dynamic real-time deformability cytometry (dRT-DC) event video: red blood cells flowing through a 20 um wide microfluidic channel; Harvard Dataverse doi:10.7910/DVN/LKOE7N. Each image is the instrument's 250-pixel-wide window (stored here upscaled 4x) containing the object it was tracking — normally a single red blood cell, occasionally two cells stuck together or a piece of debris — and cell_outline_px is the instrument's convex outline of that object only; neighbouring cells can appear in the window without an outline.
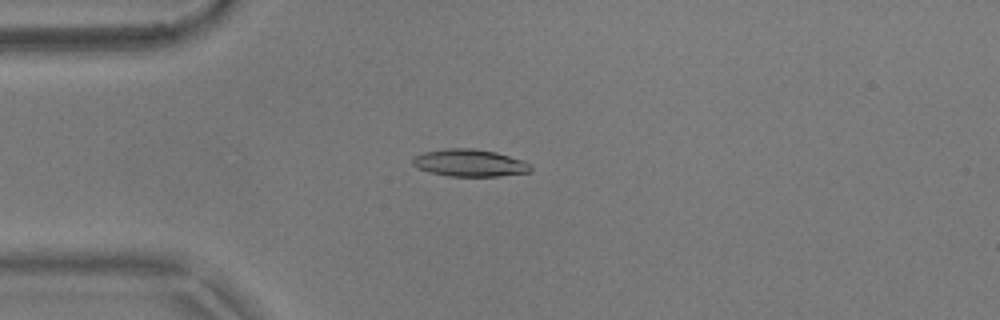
{"species": "common noctule bat (a hibernating species)", "species_latin": "Nyctalus noctula", "temperature_condition": "warm", "stored_images_in_passage": 54, "camera_frame_rate_fps": 3000, "um_per_image_px": 0.085, "animal": {"sex": "male", "body_mass_g": 17.9}, "frame": {"image": 1, "passage_image": 14, "time_ms": 4.333, "image_size_px": [1000, 320], "cell_outline_px": [[532, 168], [528, 172], [500, 176], [448, 176], [428, 172], [412, 164], [412, 160], [416, 156], [424, 152], [448, 148], [472, 148], [496, 152], [524, 160]], "centroid_in_image_um": [39.92, 13.85], "position_along_channel_um": 45.1, "area_um2": 18.61}}
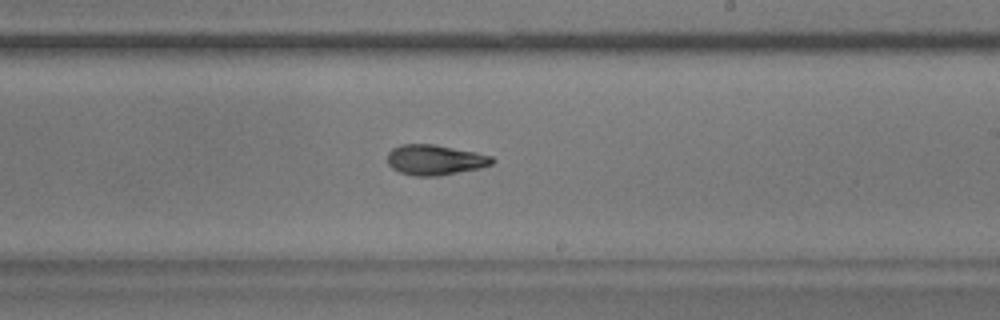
{"frame": {"image": 2, "passage_image": 32, "time_ms": 10.333, "image_size_px": [1000, 320], "cell_outline_px": [[496, 160], [492, 164], [480, 168], [440, 176], [416, 176], [400, 172], [392, 168], [388, 164], [388, 152], [392, 148], [400, 144], [436, 144], [476, 152], [492, 156]], "centroid_in_image_um": [36.99, 13.58], "position_along_channel_um": 252.0, "area_um2": 18.67}}
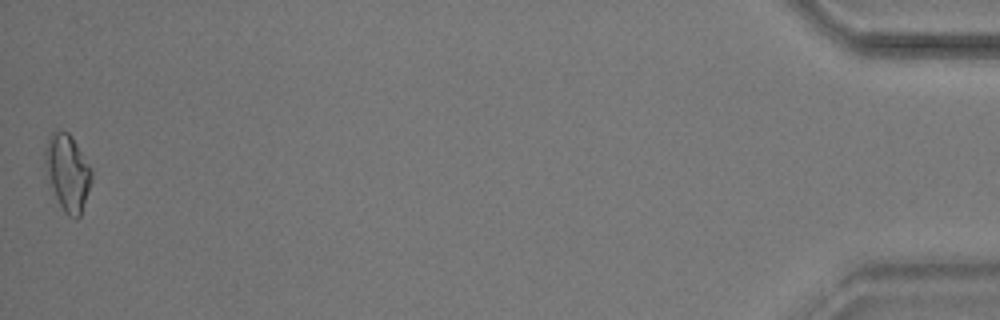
{"frame": {"image": 3, "passage_image": 54, "time_ms": 17.667, "image_size_px": [1000, 320], "cell_outline_px": [[92, 180], [80, 216], [76, 220], [68, 216], [64, 212], [56, 196], [48, 176], [44, 160], [44, 152], [48, 136], [52, 132], [68, 132], [72, 136], [92, 168]], "centroid_in_image_um": [5.76, 14.65], "position_along_channel_um": 429.4, "area_um2": 20.52}, "authors_computed_cell_mechanics": {"area_um2": 18.3515, "velocity_mm_per_s": 3.7183, "shape_relaxation_time_tau1_ms": 5.5335, "shape_relaxation_time_tau2_ms": 3.7228, "deformation_change_tau1": 0.1857, "deformation_change_tau2": 0.1156}}